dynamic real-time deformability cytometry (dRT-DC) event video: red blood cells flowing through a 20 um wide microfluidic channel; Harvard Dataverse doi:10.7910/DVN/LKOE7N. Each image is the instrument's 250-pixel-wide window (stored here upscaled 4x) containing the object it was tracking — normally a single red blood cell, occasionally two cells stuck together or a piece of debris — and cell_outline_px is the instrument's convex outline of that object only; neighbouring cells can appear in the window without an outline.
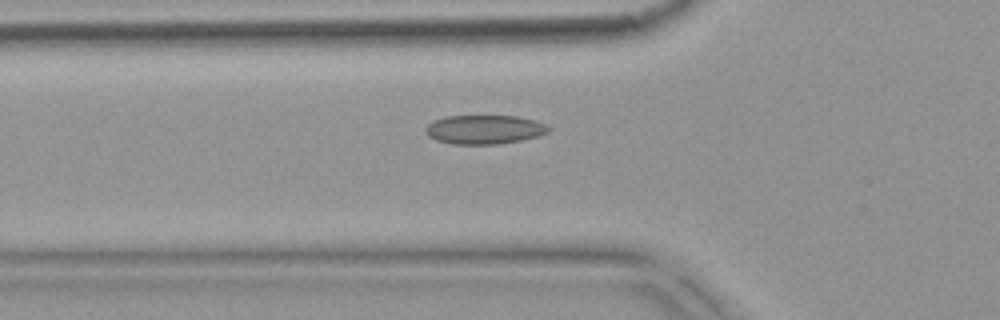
{"species": "common noctule bat (a hibernating species)", "species_latin": "Nyctalus noctula", "temperature_condition": "warm", "stored_images_in_passage": 5, "camera_frame_rate_fps": 3000, "um_per_image_px": 0.085, "animal": {"sex": "female", "body_mass_g": 18.4}, "frame": {"image": 1, "passage_image": 5, "time_ms": 1.333, "image_size_px": [1000, 320], "cell_outline_px": [[552, 128], [548, 132], [536, 136], [520, 140], [500, 144], [452, 144], [436, 140], [428, 136], [424, 132], [424, 128], [428, 124], [444, 116], [516, 116], [536, 120]], "centroid_in_image_um": [41.15, 11.01], "position_along_channel_um": 84.7, "area_um2": 20.81}}